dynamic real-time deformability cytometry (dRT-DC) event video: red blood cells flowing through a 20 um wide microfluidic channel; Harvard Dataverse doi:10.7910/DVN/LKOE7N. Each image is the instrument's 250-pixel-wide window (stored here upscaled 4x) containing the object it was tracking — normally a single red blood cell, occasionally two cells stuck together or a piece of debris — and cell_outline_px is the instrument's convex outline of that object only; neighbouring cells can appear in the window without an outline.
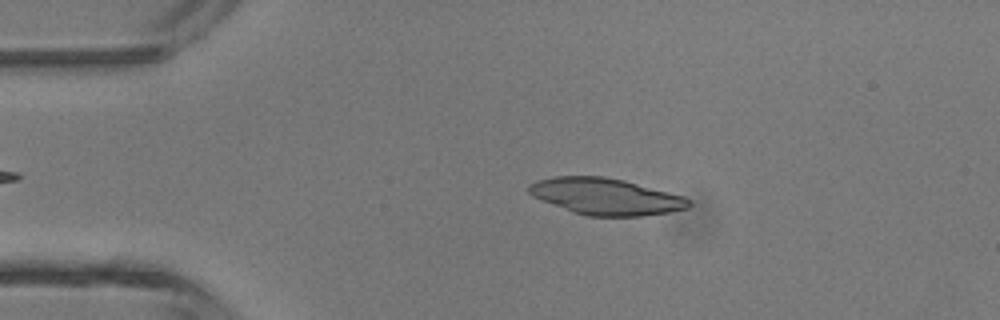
{"species": "common noctule bat (a hibernating species)", "species_latin": "Nyctalus noctula", "temperature_condition": "room temperature", "stored_images_in_passage": 3, "camera_frame_rate_fps": 3000, "um_per_image_px": 0.085, "animal": {"sex": "male", "body_mass_g": 13.3}, "frame": {"image": 1, "passage_image": 2, "time_ms": 0.333, "image_size_px": [1000, 320], "cell_outline_px": [[692, 204], [688, 208], [668, 212], [640, 216], [588, 216], [572, 212], [532, 196], [528, 192], [528, 184], [536, 180], [552, 176], [604, 176], [624, 180], [684, 196], [692, 200]], "centroid_in_image_um": [51.48, 16.69], "position_along_channel_um": 33.5, "area_um2": 34.16}}